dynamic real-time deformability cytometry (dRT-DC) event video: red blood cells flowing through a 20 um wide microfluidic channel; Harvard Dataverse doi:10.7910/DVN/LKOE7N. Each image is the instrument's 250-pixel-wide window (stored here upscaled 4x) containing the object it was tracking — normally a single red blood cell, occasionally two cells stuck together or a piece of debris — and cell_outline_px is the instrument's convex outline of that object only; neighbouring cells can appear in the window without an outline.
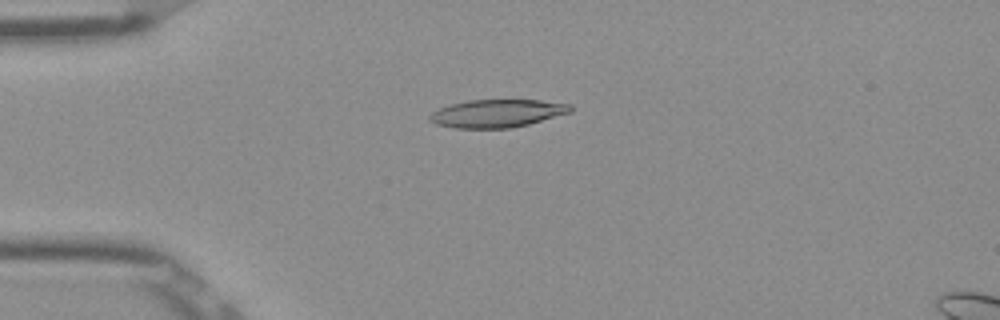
{"species": "Egyptian fruit bat (a non-hibernating species)", "species_latin": "Rousettus aegyptiacus", "temperature_condition": "room temperature", "stored_images_in_passage": 42, "camera_frame_rate_fps": 3000, "um_per_image_px": 0.085, "frame": {"image": 1, "passage_image": 3, "time_ms": 0.667, "image_size_px": [1000, 320], "cell_outline_px": [[572, 112], [528, 124], [512, 128], [456, 128], [436, 124], [428, 120], [428, 116], [432, 112], [440, 108], [452, 104], [468, 100], [540, 100], [568, 104], [572, 108]], "centroid_in_image_um": [42.24, 9.64], "position_along_channel_um": 42.8, "area_um2": 22.77}}
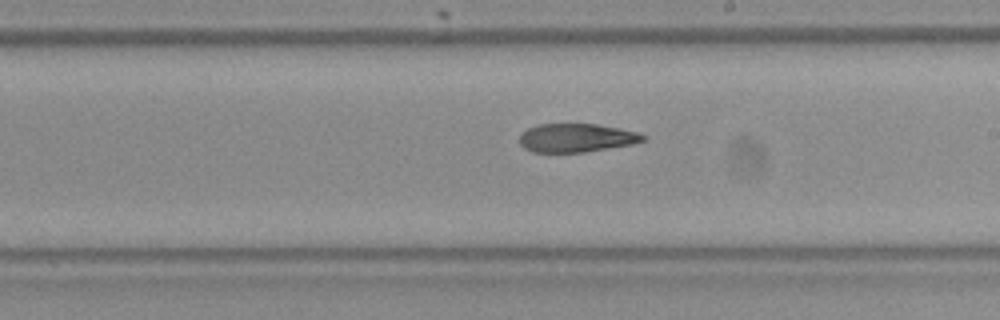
{"frame": {"image": 2, "passage_image": 20, "time_ms": 6.333, "image_size_px": [1000, 320], "cell_outline_px": [[648, 136], [644, 140], [632, 144], [584, 152], [532, 152], [524, 148], [520, 144], [520, 136], [528, 128], [536, 124], [596, 124], [620, 128], [636, 132]], "centroid_in_image_um": [48.99, 11.71], "position_along_channel_um": 240.0, "area_um2": 20.46}}
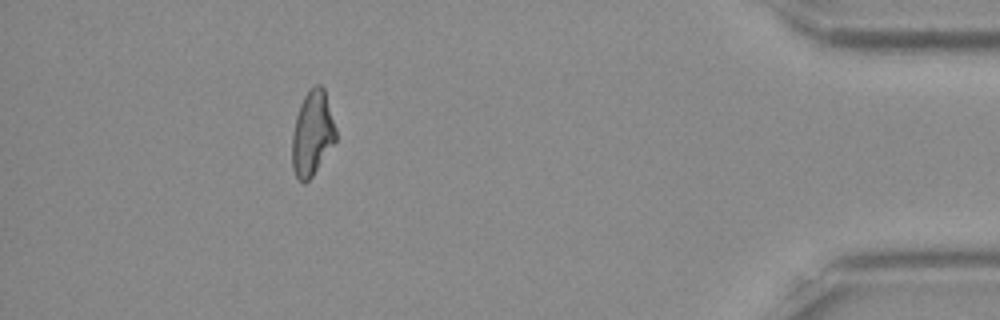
{"frame": {"image": 3, "passage_image": 37, "time_ms": 12.0, "image_size_px": [1000, 320], "cell_outline_px": [[336, 140], [312, 176], [304, 184], [296, 176], [292, 168], [292, 132], [296, 116], [300, 104], [308, 88], [316, 84], [320, 84], [324, 88], [336, 128]], "centroid_in_image_um": [26.53, 11.31], "position_along_channel_um": 408.7, "area_um2": 21.62}, "authors_computed_cell_mechanics": {"area_um2": 22.1374, "velocity_mm_per_s": 3.9082, "shape_relaxation_time_tau1_ms": null, "shape_relaxation_time_tau2_ms": 6.5155, "deformation_change_tau1": null, "deformation_change_tau2": 0.1635}}